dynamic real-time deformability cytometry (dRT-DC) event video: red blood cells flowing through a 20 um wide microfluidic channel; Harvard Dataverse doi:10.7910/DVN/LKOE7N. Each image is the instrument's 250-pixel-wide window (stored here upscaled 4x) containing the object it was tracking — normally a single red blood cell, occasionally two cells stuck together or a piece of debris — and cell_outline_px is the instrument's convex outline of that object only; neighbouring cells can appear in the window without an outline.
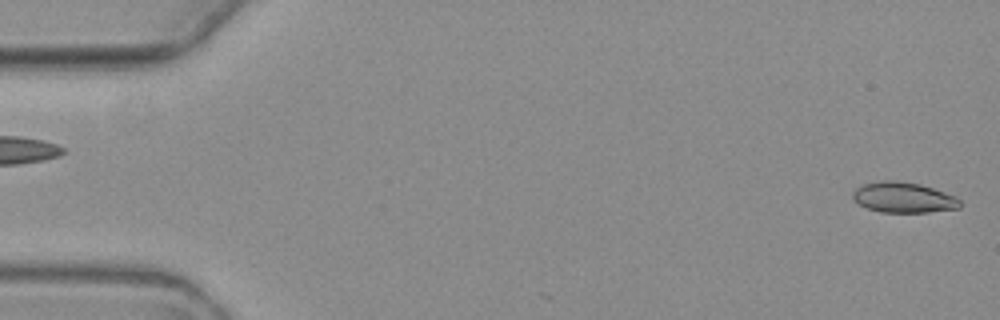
{"species": "common noctule bat (a hibernating species)", "species_latin": "Nyctalus noctula", "temperature_condition": "warm", "stored_images_in_passage": 2, "segment_of_instrument_passage": [2, 2], "camera_frame_rate_fps": 3000, "um_per_image_px": 0.085, "animal": {"sex": "female", "body_mass_g": 19.3, "forearm_length_mm": 54.1}, "frame": {"image": 1, "passage_image": 2, "time_ms": 1.333, "image_size_px": [1000, 320], "cell_outline_px": [[960, 208], [928, 212], [880, 212], [868, 208], [852, 200], [852, 192], [856, 188], [864, 184], [880, 180], [900, 180], [920, 184], [956, 196], [960, 200]], "centroid_in_image_um": [76.78, 16.77], "position_along_channel_um": 8.2, "area_um2": 19.13}}